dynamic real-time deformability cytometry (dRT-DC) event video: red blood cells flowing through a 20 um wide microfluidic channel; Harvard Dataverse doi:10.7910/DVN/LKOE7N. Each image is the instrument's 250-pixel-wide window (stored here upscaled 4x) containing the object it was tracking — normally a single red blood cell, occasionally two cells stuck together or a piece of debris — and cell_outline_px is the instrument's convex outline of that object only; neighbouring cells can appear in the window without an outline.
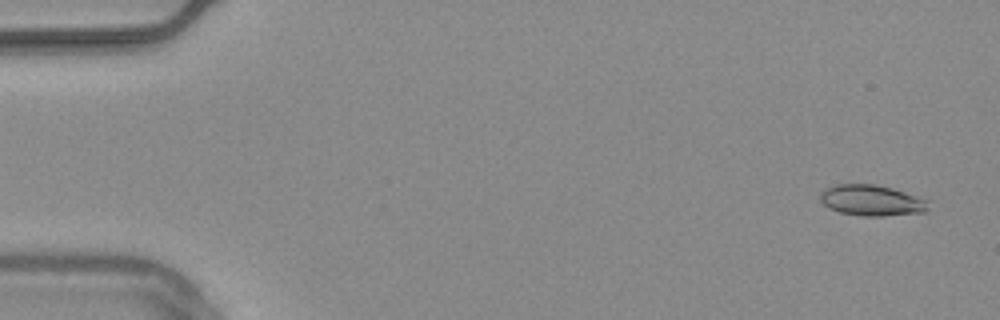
{"species": "common noctule bat (a hibernating species)", "species_latin": "Nyctalus noctula", "temperature_condition": "warm", "stored_images_in_passage": 55, "camera_frame_rate_fps": 3000, "um_per_image_px": 0.085, "animal": {"sex": "male", "body_mass_g": 20.4}, "frame": {"image": 1, "passage_image": 3, "time_ms": 0.667, "image_size_px": [1000, 320], "cell_outline_px": [[928, 208], [924, 212], [884, 216], [860, 216], [840, 212], [824, 204], [820, 200], [820, 192], [824, 188], [836, 184], [876, 184], [892, 188], [928, 200]], "centroid_in_image_um": [74.07, 17.03], "position_along_channel_um": 10.9, "area_um2": 19.42}}
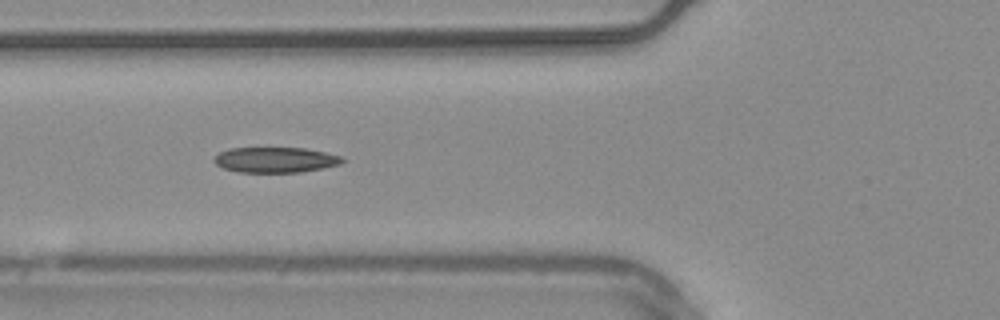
{"frame": {"image": 2, "passage_image": 21, "time_ms": 6.667, "image_size_px": [1000, 320], "cell_outline_px": [[344, 160], [340, 164], [324, 168], [300, 172], [236, 172], [224, 168], [216, 164], [212, 160], [220, 152], [228, 148], [304, 148], [324, 152], [340, 156]], "centroid_in_image_um": [23.38, 13.59], "position_along_channel_um": 102.4, "area_um2": 18.9}}
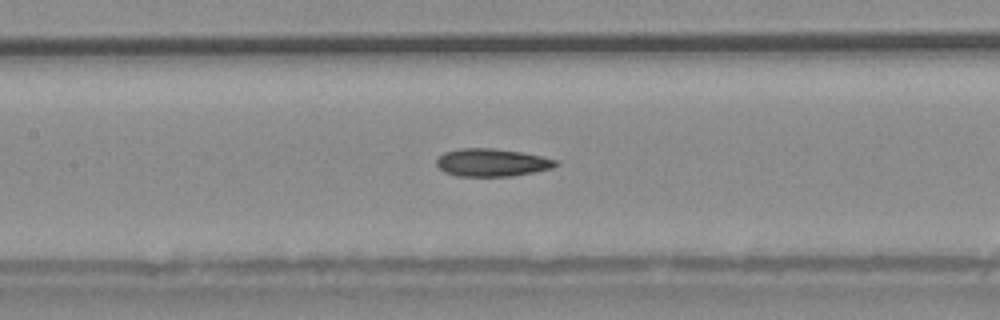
{"frame": {"image": 3, "passage_image": 26, "time_ms": 8.333, "image_size_px": [1000, 320], "cell_outline_px": [[560, 164], [552, 168], [512, 176], [456, 176], [444, 172], [436, 164], [436, 160], [444, 152], [460, 148], [492, 148], [520, 152], [540, 156], [556, 160]], "centroid_in_image_um": [41.78, 13.82], "position_along_channel_um": 165.6, "area_um2": 19.19}, "authors_computed_cell_mechanics": {"area_um2": 19.1896, "velocity_mm_per_s": 3.7559, "shape_relaxation_time_tau1_ms": null, "shape_relaxation_time_tau2_ms": 3.1415, "deformation_change_tau1": null, "deformation_change_tau2": 0.1124}}